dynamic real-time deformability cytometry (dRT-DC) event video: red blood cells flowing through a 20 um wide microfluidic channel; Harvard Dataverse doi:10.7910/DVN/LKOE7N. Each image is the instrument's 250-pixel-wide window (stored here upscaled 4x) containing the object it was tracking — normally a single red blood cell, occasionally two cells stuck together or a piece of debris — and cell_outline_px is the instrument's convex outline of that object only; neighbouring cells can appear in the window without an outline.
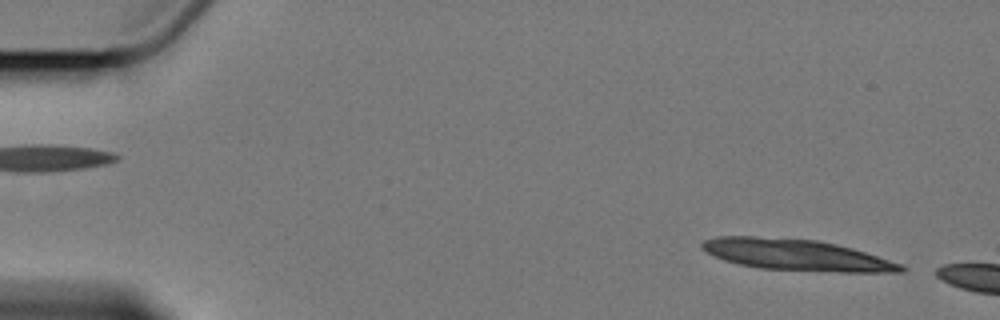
{"species": "Egyptian fruit bat (a non-hibernating species)", "species_latin": "Rousettus aegyptiacus", "temperature_condition": "cold", "stored_images_in_passage": 3, "segment_of_instrument_passage": [2, 2], "camera_frame_rate_fps": 3000, "um_per_image_px": 0.085, "animal": {"sex": "female"}, "frame": {"image": 1, "passage_image": 3, "time_ms": 2.333, "image_size_px": [1000, 320], "cell_outline_px": [[908, 268], [904, 272], [840, 272], [760, 268], [740, 264], [724, 260], [700, 248], [700, 244], [704, 240], [716, 236], [752, 236], [816, 240], [836, 244], [852, 248], [904, 264]], "centroid_in_image_um": [67.73, 21.67], "position_along_channel_um": 17.3, "area_um2": 36.07}}